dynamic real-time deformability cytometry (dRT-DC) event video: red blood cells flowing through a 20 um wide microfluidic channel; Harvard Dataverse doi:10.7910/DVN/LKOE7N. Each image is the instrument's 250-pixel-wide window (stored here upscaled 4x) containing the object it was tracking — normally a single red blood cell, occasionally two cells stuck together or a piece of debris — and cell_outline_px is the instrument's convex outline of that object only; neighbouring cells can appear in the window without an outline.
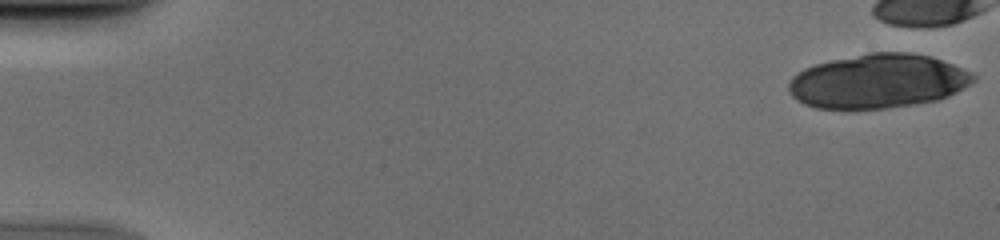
{"species": "human", "species_latin": "Homo sapiens", "temperature_condition": "cold", "stored_images_in_passage": 6, "camera_frame_rate_fps": 3000, "um_per_image_px": 0.085, "donor": {"sex": "male"}, "frame": {"image": 1, "passage_image": 1, "time_ms": 0.0, "image_size_px": [1000, 240], "cell_outline_px": [[976, 80], [964, 88], [948, 96], [936, 100], [912, 104], [884, 108], [816, 108], [804, 104], [796, 100], [788, 92], [788, 84], [792, 76], [804, 68], [816, 64], [832, 60], [868, 52], [908, 52], [932, 56], [972, 72], [976, 76]], "centroid_in_image_um": [74.62, 6.89], "position_along_channel_um": 10.4, "area_um2": 58.2}}